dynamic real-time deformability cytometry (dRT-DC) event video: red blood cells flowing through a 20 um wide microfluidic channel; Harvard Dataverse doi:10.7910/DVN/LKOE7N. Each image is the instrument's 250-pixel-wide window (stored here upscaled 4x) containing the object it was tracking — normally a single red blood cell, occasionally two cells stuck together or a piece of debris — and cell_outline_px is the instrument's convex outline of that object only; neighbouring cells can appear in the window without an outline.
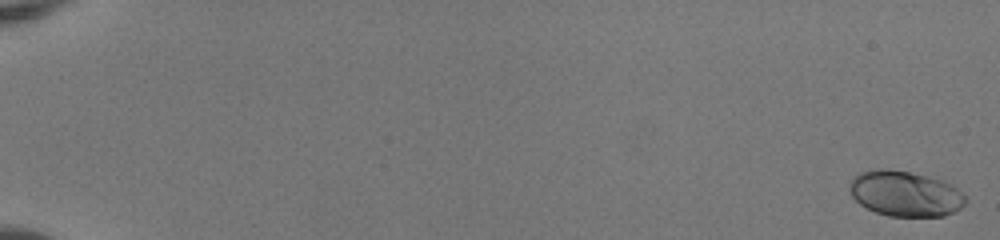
{"species": "human", "species_latin": "Homo sapiens", "temperature_condition": "room temperature", "stored_images_in_passage": 53, "camera_frame_rate_fps": 3000, "um_per_image_px": 0.085, "donor": {"sex": "female"}, "frame": {"image": 1, "passage_image": 1, "time_ms": 0.0, "image_size_px": [1000, 240], "cell_outline_px": [[968, 200], [960, 208], [944, 216], [888, 216], [876, 212], [860, 204], [852, 196], [848, 188], [852, 176], [860, 172], [880, 168], [888, 168], [908, 172], [940, 180], [952, 184], [968, 196]], "centroid_in_image_um": [76.94, 16.46], "position_along_channel_um": 8.1, "area_um2": 30.81}}
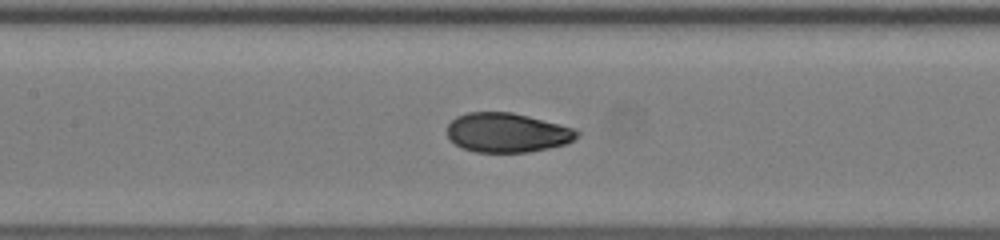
{"frame": {"image": 2, "passage_image": 28, "time_ms": 9.0, "image_size_px": [1000, 240], "cell_outline_px": [[580, 136], [568, 144], [528, 152], [476, 152], [460, 148], [448, 136], [448, 124], [456, 116], [468, 112], [512, 112], [576, 128], [580, 132]], "centroid_in_image_um": [43.15, 11.27], "position_along_channel_um": 164.3, "area_um2": 30.0}}
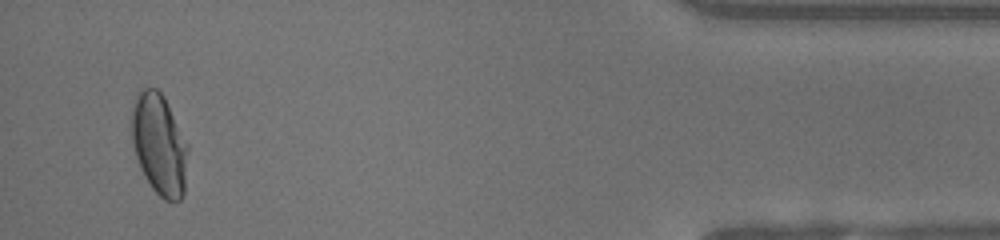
{"frame": {"image": 3, "passage_image": 51, "time_ms": 16.667, "image_size_px": [1000, 240], "cell_outline_px": [[188, 148], [184, 192], [180, 200], [164, 200], [152, 188], [144, 176], [140, 168], [132, 144], [128, 124], [136, 92], [140, 88], [156, 88], [164, 96], [188, 144]], "centroid_in_image_um": [13.49, 12.23], "position_along_channel_um": 421.7, "area_um2": 33.76}, "authors_computed_cell_mechanics": {"area_um2": 30.4028, "velocity_mm_per_s": 4.1126, "shape_relaxation_time_tau1_ms": 4.7783, "shape_relaxation_time_tau2_ms": null, "deformation_change_tau1": 0.1849, "deformation_change_tau2": null}}